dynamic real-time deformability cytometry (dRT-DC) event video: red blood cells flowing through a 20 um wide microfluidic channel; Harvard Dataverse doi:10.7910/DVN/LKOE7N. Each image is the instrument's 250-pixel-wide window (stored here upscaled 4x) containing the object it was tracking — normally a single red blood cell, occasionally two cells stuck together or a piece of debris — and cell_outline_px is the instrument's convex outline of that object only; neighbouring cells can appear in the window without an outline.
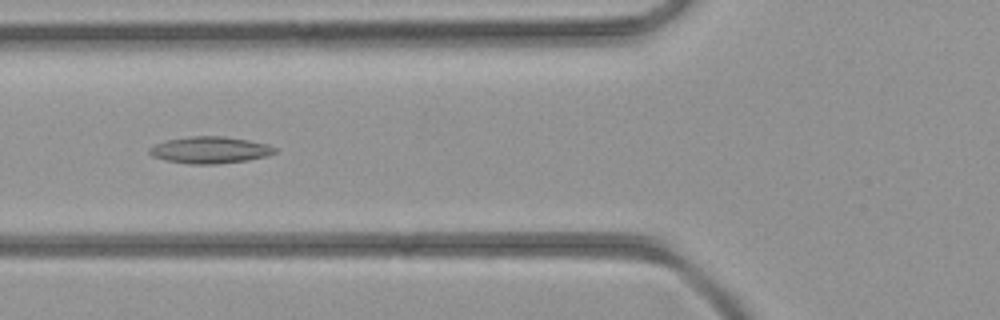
{"species": "common noctule bat (a hibernating species)", "species_latin": "Nyctalus noctula", "temperature_condition": "room temperature", "stored_images_in_passage": 43, "camera_frame_rate_fps": 3000, "um_per_image_px": 0.085, "animal": {"sex": "female", "body_mass_g": 21.9}, "frame": {"image": 1, "passage_image": 16, "time_ms": 5.0, "image_size_px": [1000, 320], "cell_outline_px": [[276, 152], [268, 156], [248, 160], [216, 164], [192, 164], [164, 160], [152, 156], [148, 152], [148, 148], [156, 144], [168, 140], [188, 136], [224, 136], [248, 140], [268, 144], [276, 148]], "centroid_in_image_um": [17.85, 12.75], "position_along_channel_um": 107.9, "area_um2": 19.59}}
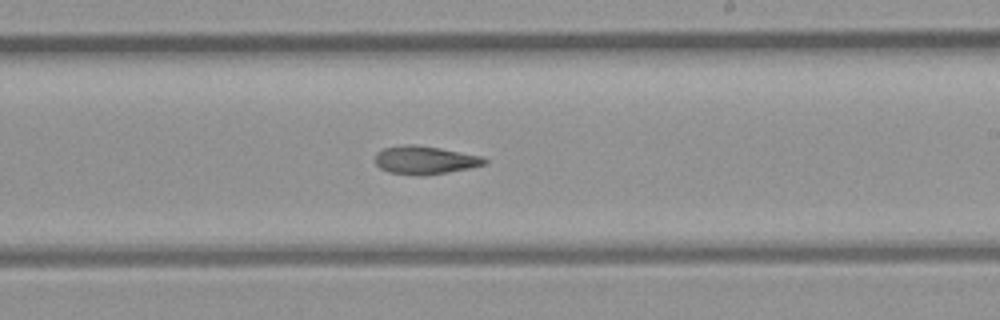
{"frame": {"image": 2, "passage_image": 25, "time_ms": 8.0, "image_size_px": [1000, 320], "cell_outline_px": [[488, 160], [484, 164], [468, 168], [448, 172], [424, 176], [420, 176], [388, 172], [380, 168], [376, 164], [376, 152], [384, 148], [404, 144], [416, 144], [440, 148], [484, 156]], "centroid_in_image_um": [36.11, 13.6], "position_along_channel_um": 252.9, "area_um2": 18.09}}
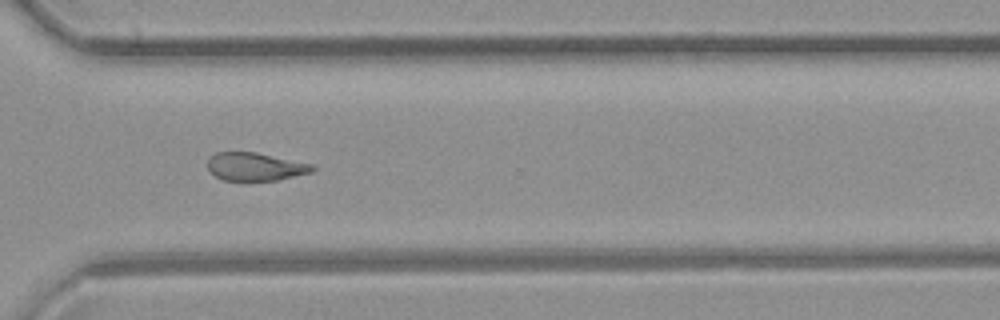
{"frame": {"image": 3, "passage_image": 31, "time_ms": 10.0, "image_size_px": [1000, 320], "cell_outline_px": [[316, 168], [312, 172], [276, 180], [224, 180], [208, 172], [208, 160], [216, 152], [256, 152], [312, 164]], "centroid_in_image_um": [21.68, 14.16], "position_along_channel_um": 348.9, "area_um2": 16.99}}